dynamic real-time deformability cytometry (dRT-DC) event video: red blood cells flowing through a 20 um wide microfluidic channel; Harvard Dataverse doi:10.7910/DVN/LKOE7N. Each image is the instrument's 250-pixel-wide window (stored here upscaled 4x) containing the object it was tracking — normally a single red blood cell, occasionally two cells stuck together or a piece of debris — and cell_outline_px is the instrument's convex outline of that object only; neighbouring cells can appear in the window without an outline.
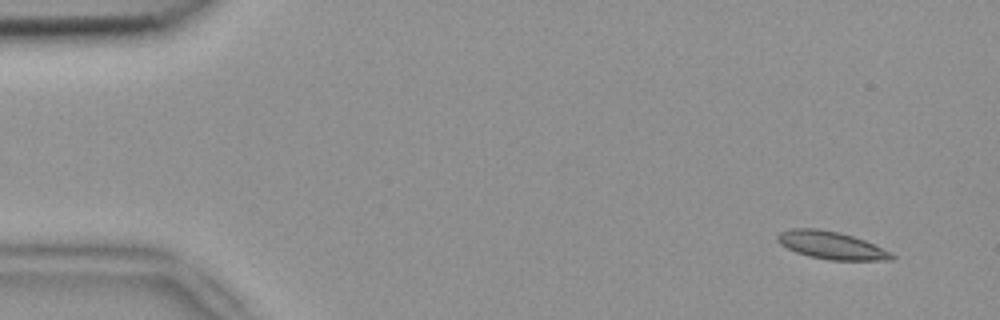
{"species": "common noctule bat (a hibernating species)", "species_latin": "Nyctalus noctula", "temperature_condition": "room temperature", "stored_images_in_passage": 5, "camera_frame_rate_fps": 3000, "um_per_image_px": 0.085, "animal": {"sex": "female", "body_mass_g": 18.4}, "frame": {"image": 1, "passage_image": 1, "time_ms": 0.0, "image_size_px": [1000, 320], "cell_outline_px": [[896, 256], [892, 260], [828, 260], [808, 256], [796, 252], [780, 244], [776, 240], [776, 236], [780, 232], [792, 228], [820, 228], [840, 232], [864, 240], [892, 252]], "centroid_in_image_um": [70.65, 20.84], "position_along_channel_um": 14.3, "area_um2": 18.55}}